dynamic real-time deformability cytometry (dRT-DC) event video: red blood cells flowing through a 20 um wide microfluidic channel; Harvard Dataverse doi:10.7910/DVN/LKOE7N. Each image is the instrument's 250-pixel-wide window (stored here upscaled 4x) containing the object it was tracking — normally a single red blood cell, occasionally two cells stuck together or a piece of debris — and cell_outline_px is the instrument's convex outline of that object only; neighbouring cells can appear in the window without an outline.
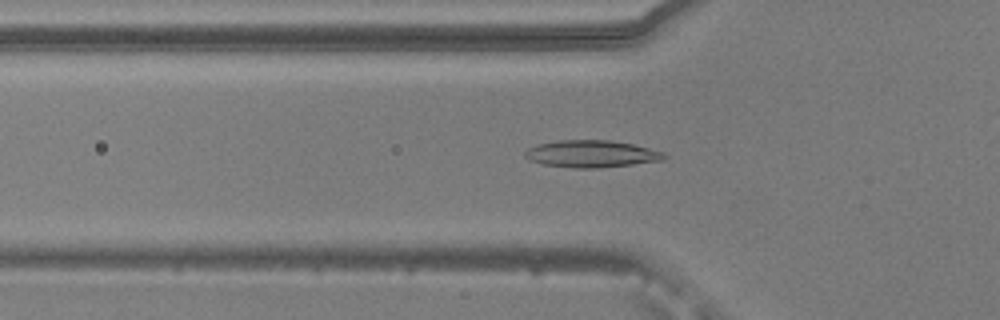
{"species": "common noctule bat (a hibernating species)", "species_latin": "Nyctalus noctula", "temperature_condition": "warm", "stored_images_in_passage": 43, "camera_frame_rate_fps": 3000, "um_per_image_px": 0.085, "animal": {"sex": "male", "body_mass_g": 20.5, "forearm_length_mm": 52.5}, "frame": {"image": 1, "passage_image": 14, "time_ms": 4.333, "image_size_px": [1000, 320], "cell_outline_px": [[668, 156], [664, 160], [600, 168], [576, 168], [544, 164], [528, 160], [524, 156], [524, 152], [528, 148], [540, 144], [560, 140], [608, 140], [632, 144], [664, 152]], "centroid_in_image_um": [50.28, 13.08], "position_along_channel_um": 75.5, "area_um2": 21.85}}
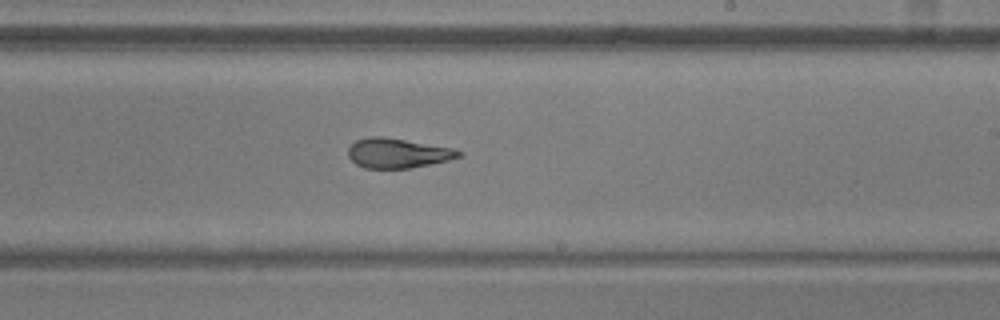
{"frame": {"image": 2, "passage_image": 28, "time_ms": 9.0, "image_size_px": [1000, 320], "cell_outline_px": [[464, 152], [460, 156], [448, 160], [408, 168], [364, 168], [356, 164], [348, 156], [348, 148], [356, 140], [372, 136], [380, 136], [456, 148]], "centroid_in_image_um": [33.81, 13.01], "position_along_channel_um": 255.2, "area_um2": 19.02}}
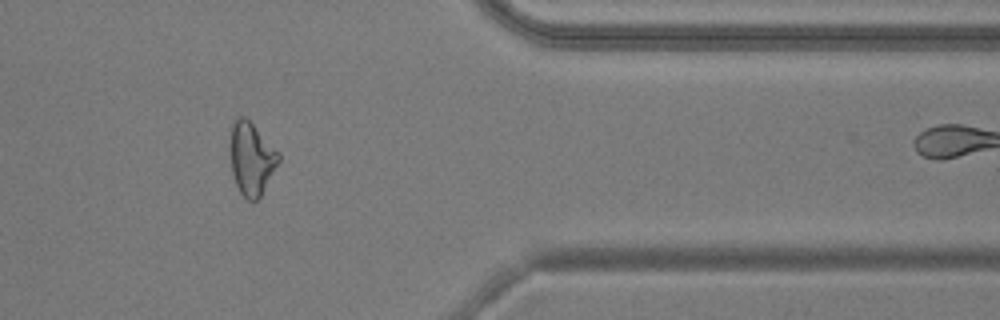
{"frame": {"image": 3, "passage_image": 40, "time_ms": 13.0, "image_size_px": [1000, 320], "cell_outline_px": [[280, 160], [260, 196], [256, 200], [248, 200], [240, 192], [236, 184], [232, 172], [228, 148], [232, 120], [236, 116], [244, 116], [280, 152]], "centroid_in_image_um": [21.33, 13.43], "position_along_channel_um": 390.1, "area_um2": 20.69}, "authors_computed_cell_mechanics": {"area_um2": 19.9988, "velocity_mm_per_s": 3.8274, "shape_relaxation_time_tau1_ms": null, "shape_relaxation_time_tau2_ms": 1.9314, "deformation_change_tau1": null, "deformation_change_tau2": 0.1058}}